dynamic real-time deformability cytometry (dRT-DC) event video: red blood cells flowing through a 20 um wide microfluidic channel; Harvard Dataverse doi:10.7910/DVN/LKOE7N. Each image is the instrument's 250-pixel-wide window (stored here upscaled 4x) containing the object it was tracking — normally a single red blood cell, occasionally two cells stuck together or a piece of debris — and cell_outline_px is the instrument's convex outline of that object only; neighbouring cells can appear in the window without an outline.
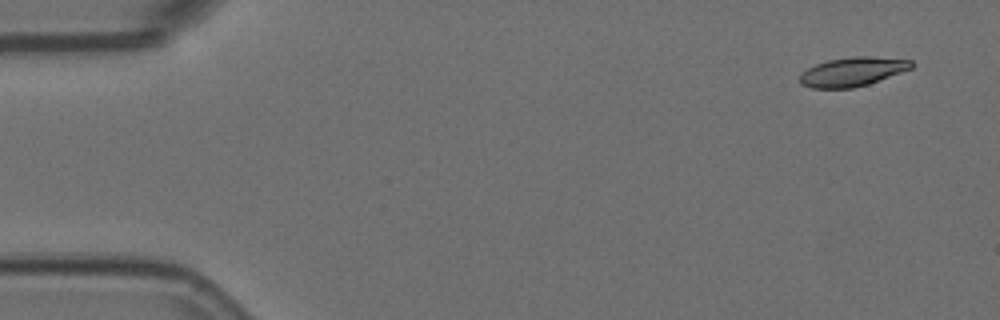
{"species": "Egyptian fruit bat (a non-hibernating species)", "species_latin": "Rousettus aegyptiacus", "temperature_condition": "room temperature", "stored_images_in_passage": 4, "camera_frame_rate_fps": 3000, "um_per_image_px": 0.085, "animal": {"sex": "female"}, "frame": {"image": 1, "passage_image": 1, "time_ms": 0.0, "image_size_px": [1000, 320], "cell_outline_px": [[912, 68], [868, 84], [852, 88], [812, 88], [800, 84], [800, 76], [808, 68], [816, 64], [828, 60], [852, 56], [872, 56], [912, 60]], "centroid_in_image_um": [72.46, 6.09], "position_along_channel_um": 12.5, "area_um2": 18.73}}
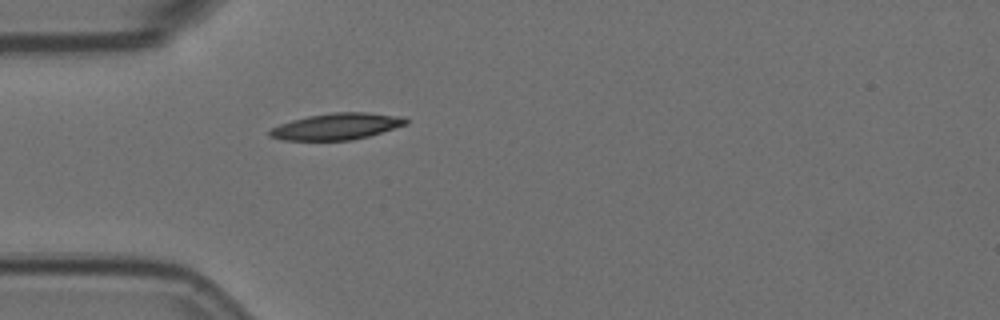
{"frame": {"image": 2, "passage_image": 4, "time_ms": 1.0, "image_size_px": [1000, 320], "cell_outline_px": [[408, 124], [368, 136], [352, 140], [280, 140], [268, 136], [268, 132], [272, 128], [280, 124], [292, 120], [308, 116], [332, 112], [368, 112], [404, 116], [408, 120]], "centroid_in_image_um": [28.63, 10.74], "position_along_channel_um": 56.4, "area_um2": 21.1}}